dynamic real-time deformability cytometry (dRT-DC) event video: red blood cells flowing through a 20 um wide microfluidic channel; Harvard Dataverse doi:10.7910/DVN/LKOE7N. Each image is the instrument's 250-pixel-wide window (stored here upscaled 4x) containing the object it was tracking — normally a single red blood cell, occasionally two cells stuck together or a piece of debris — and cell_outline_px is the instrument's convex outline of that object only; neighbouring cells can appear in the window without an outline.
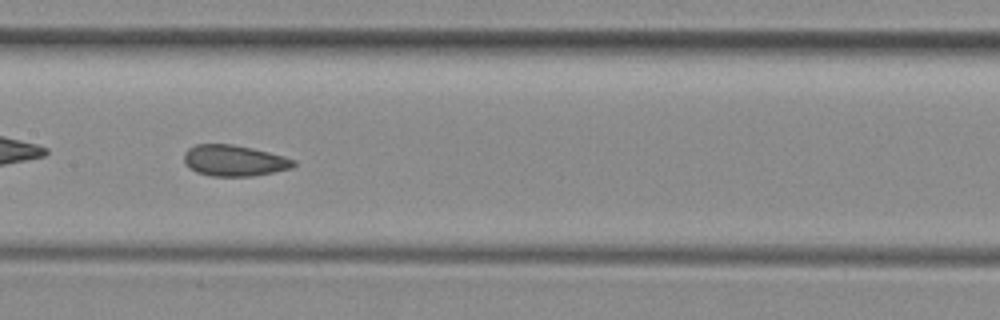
{"species": "common noctule bat (a hibernating species)", "species_latin": "Nyctalus noctula", "temperature_condition": "room temperature", "stored_images_in_passage": 33, "camera_frame_rate_fps": 3000, "um_per_image_px": 0.085, "animal": {"sex": "female", "body_mass_g": 29.2, "forearm_length_mm": 56.3}, "frame": {"image": 1, "passage_image": 13, "time_ms": 4.0, "image_size_px": [1000, 320], "cell_outline_px": [[296, 164], [292, 168], [252, 176], [212, 176], [196, 172], [184, 160], [184, 152], [188, 148], [196, 144], [232, 144], [252, 148], [284, 156], [296, 160]], "centroid_in_image_um": [19.92, 13.64], "position_along_channel_um": 187.5, "area_um2": 19.71}}
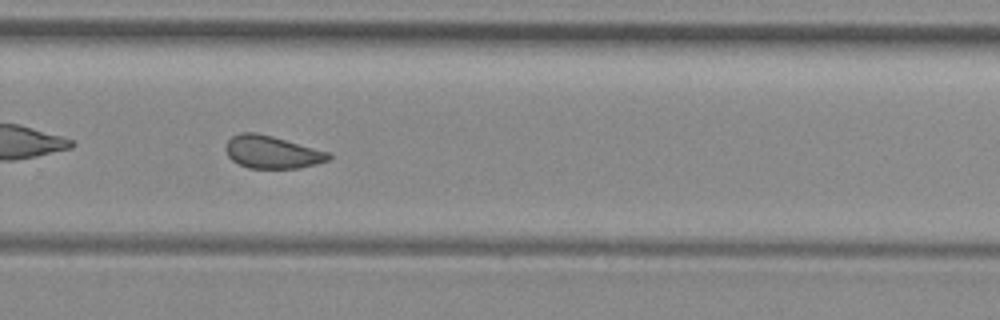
{"frame": {"image": 2, "passage_image": 22, "time_ms": 7.0, "image_size_px": [1000, 320], "cell_outline_px": [[332, 156], [328, 160], [316, 164], [300, 168], [248, 168], [232, 160], [228, 156], [224, 148], [228, 140], [232, 136], [240, 132], [256, 132], [272, 136], [332, 152]], "centroid_in_image_um": [23.14, 12.92], "position_along_channel_um": 306.7, "area_um2": 19.77}, "authors_computed_cell_mechanics": {"area_um2": 19.7676, "velocity_mm_per_s": 3.9945, "shape_relaxation_time_tau1_ms": null, "shape_relaxation_time_tau2_ms": 1.7176, "deformation_change_tau1": null, "deformation_change_tau2": 0.0532}}